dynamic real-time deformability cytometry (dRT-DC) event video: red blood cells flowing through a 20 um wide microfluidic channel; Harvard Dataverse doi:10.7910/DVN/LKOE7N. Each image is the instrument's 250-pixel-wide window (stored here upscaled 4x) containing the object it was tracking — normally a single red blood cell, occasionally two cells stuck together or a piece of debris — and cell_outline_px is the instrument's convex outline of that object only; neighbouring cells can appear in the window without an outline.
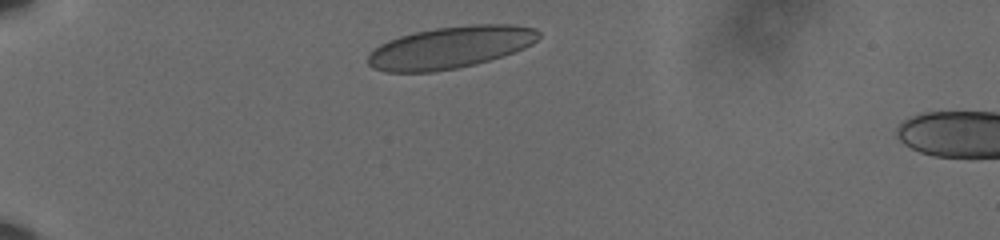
{"species": "human", "species_latin": "Homo sapiens", "temperature_condition": "cold", "stored_images_in_passage": 36, "camera_frame_rate_fps": 3000, "um_per_image_px": 0.085, "donor": {"sex": "male"}, "frame": {"image": 1, "passage_image": 1, "time_ms": 0.0, "image_size_px": [1000, 240], "cell_outline_px": [[540, 36], [532, 44], [524, 48], [504, 56], [476, 64], [456, 68], [432, 72], [384, 72], [372, 68], [368, 64], [368, 56], [380, 44], [388, 40], [412, 32], [436, 28], [468, 24], [512, 24], [536, 28], [540, 32]], "centroid_in_image_um": [38.3, 4.02], "position_along_channel_um": 46.7, "area_um2": 42.02}}
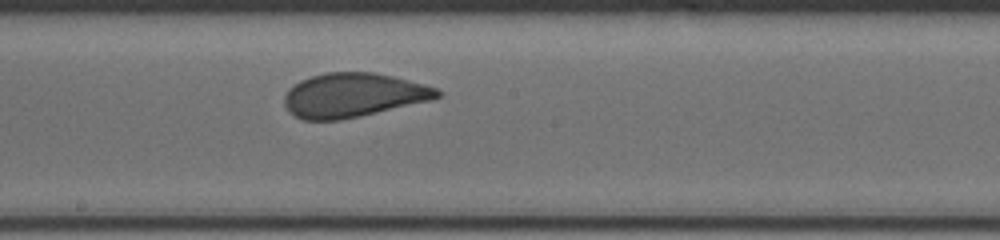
{"frame": {"image": 2, "passage_image": 19, "time_ms": 6.0, "image_size_px": [1000, 240], "cell_outline_px": [[444, 92], [440, 96], [432, 100], [360, 116], [340, 120], [304, 120], [288, 112], [284, 104], [284, 96], [288, 88], [300, 80], [324, 72], [372, 72], [392, 76], [424, 84], [436, 88]], "centroid_in_image_um": [30.01, 8.09], "position_along_channel_um": 218.2, "area_um2": 39.42}}
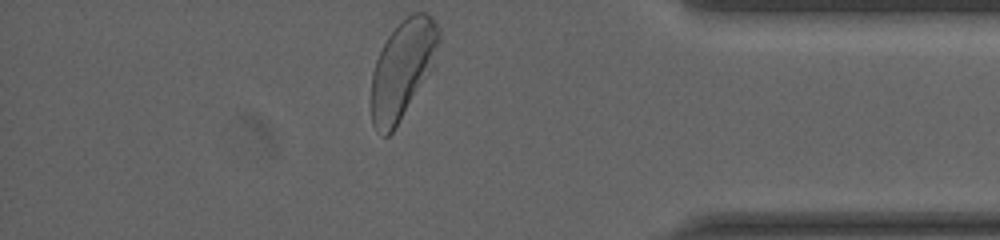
{"frame": {"image": 3, "passage_image": 36, "time_ms": 11.667, "image_size_px": [1000, 240], "cell_outline_px": [[440, 40], [432, 68], [392, 132], [388, 136], [384, 136], [376, 132], [372, 124], [372, 72], [376, 60], [388, 36], [400, 20], [412, 12], [428, 12], [432, 16], [440, 28]], "centroid_in_image_um": [34.22, 5.83], "position_along_channel_um": 401.0, "area_um2": 38.32}, "authors_computed_cell_mechanics": {"area_um2": 39.4774, "velocity_mm_per_s": 3.5753, "shape_relaxation_time_tau1_ms": 7.5235, "shape_relaxation_time_tau2_ms": null, "deformation_change_tau1": 0.1714, "deformation_change_tau2": null}}